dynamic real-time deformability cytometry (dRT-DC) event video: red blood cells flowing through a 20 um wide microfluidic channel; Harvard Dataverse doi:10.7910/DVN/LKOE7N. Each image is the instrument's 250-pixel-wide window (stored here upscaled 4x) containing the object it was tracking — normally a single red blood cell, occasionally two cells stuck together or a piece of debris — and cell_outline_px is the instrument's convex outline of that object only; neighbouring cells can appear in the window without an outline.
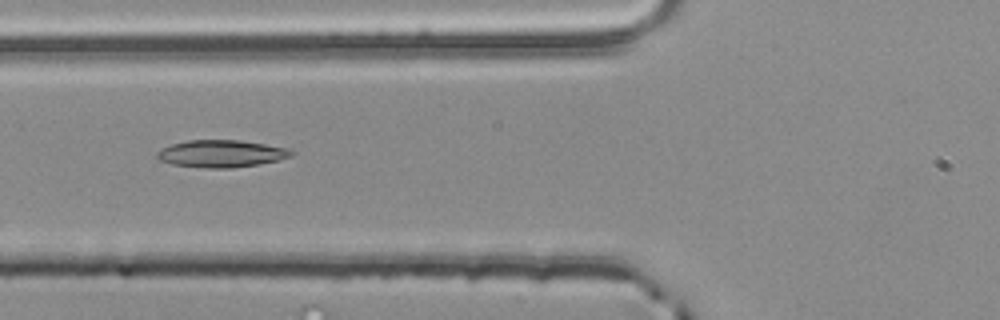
{"species": "common noctule bat (a hibernating species)", "species_latin": "Nyctalus noctula", "temperature_condition": "room temperature", "stored_images_in_passage": 37, "camera_frame_rate_fps": 3000, "um_per_image_px": 0.085, "animal": {"sex": "male", "body_mass_g": 20.4}, "frame": {"image": 1, "passage_image": 4, "time_ms": 1.0, "image_size_px": [1000, 320], "cell_outline_px": [[296, 152], [292, 156], [260, 164], [232, 168], [204, 168], [172, 164], [160, 160], [156, 156], [156, 152], [172, 144], [188, 140], [240, 140], [288, 148]], "centroid_in_image_um": [18.83, 13.06], "position_along_channel_um": 107.0, "area_um2": 21.27}}
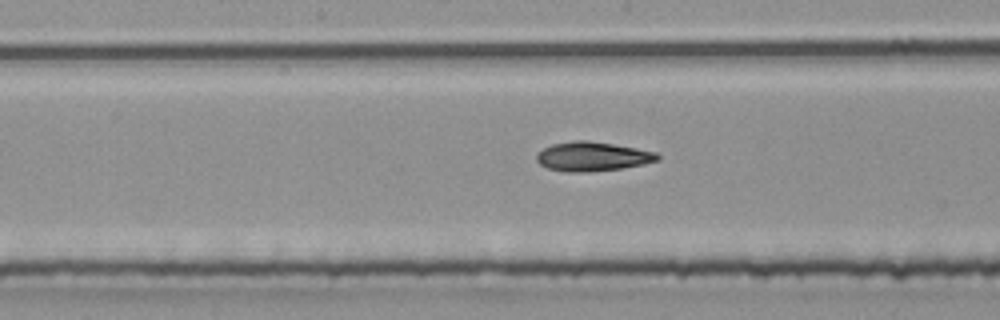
{"frame": {"image": 2, "passage_image": 11, "time_ms": 3.333, "image_size_px": [1000, 320], "cell_outline_px": [[660, 160], [644, 164], [620, 168], [588, 172], [564, 172], [548, 168], [540, 164], [536, 160], [536, 156], [544, 148], [552, 144], [576, 140], [588, 140], [636, 148], [656, 152], [660, 156]], "centroid_in_image_um": [50.36, 13.3], "position_along_channel_um": 197.8, "area_um2": 20.52}}
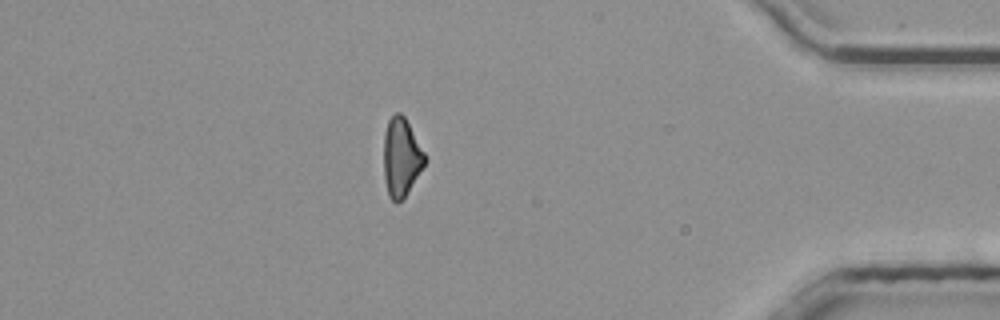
{"frame": {"image": 3, "passage_image": 30, "time_ms": 9.667, "image_size_px": [1000, 320], "cell_outline_px": [[424, 164], [404, 196], [396, 204], [388, 196], [384, 176], [384, 132], [388, 120], [396, 112], [400, 112], [404, 116], [424, 152]], "centroid_in_image_um": [34.07, 13.34], "position_along_channel_um": 401.1, "area_um2": 18.26}, "authors_computed_cell_mechanics": {"area_um2": 19.652, "velocity_mm_per_s": 3.8719, "shape_relaxation_time_tau1_ms": 11.2558, "shape_relaxation_time_tau2_ms": 5.4262, "deformation_change_tau1": 0.2266, "deformation_change_tau2": 0.1407}}